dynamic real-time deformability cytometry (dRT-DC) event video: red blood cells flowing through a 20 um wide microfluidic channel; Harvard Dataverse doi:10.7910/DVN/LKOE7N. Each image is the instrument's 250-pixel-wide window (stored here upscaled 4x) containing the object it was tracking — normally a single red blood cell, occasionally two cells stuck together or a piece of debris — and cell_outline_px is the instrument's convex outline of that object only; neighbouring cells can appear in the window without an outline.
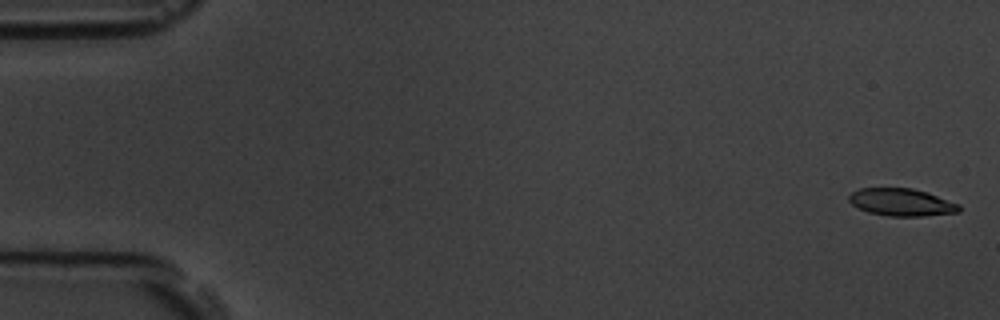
{"species": "common noctule bat (a hibernating species)", "species_latin": "Nyctalus noctula", "temperature_condition": "room temperature", "stored_images_in_passage": 15, "camera_frame_rate_fps": 3000, "um_per_image_px": 0.085, "animal": {"sex": "male", "body_mass_g": 19.5, "forearm_length_mm": 54.6}, "frame": {"image": 1, "passage_image": 1, "time_ms": 0.0, "image_size_px": [1000, 320], "cell_outline_px": [[960, 212], [924, 216], [888, 216], [868, 212], [852, 204], [848, 200], [848, 196], [852, 192], [860, 188], [912, 188], [960, 204]], "centroid_in_image_um": [76.61, 17.2], "position_along_channel_um": 8.4, "area_um2": 17.46}}
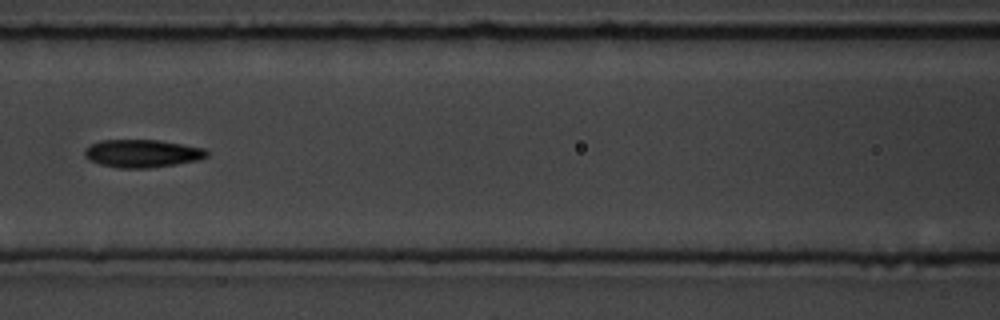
{"frame": {"image": 2, "passage_image": 7, "time_ms": 8.0, "image_size_px": [1000, 320], "cell_outline_px": [[208, 156], [200, 160], [176, 164], [148, 168], [116, 168], [100, 164], [88, 160], [84, 156], [84, 148], [100, 140], [160, 140], [204, 148], [208, 152]], "centroid_in_image_um": [12.07, 13.05], "position_along_channel_um": 154.5, "area_um2": 20.0}}
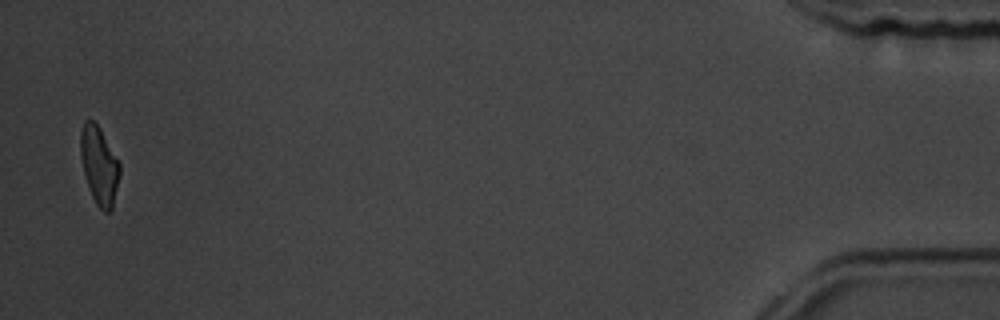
{"frame": {"image": 3, "passage_image": 15, "time_ms": 18.0, "image_size_px": [1000, 320], "cell_outline_px": [[120, 172], [112, 208], [108, 212], [104, 212], [96, 204], [88, 188], [80, 156], [80, 132], [84, 120], [92, 120], [100, 128], [120, 164]], "centroid_in_image_um": [8.41, 14.05], "position_along_channel_um": 426.8, "area_um2": 17.63}, "authors_computed_cell_mechanics": {"area_um2": 19.5364, "velocity_mm_per_s": 3.6356, "shape_relaxation_time_tau1_ms": 7.8088, "shape_relaxation_time_tau2_ms": 3.1835, "deformation_change_tau1": 0.1859, "deformation_change_tau2": 0.0892}}